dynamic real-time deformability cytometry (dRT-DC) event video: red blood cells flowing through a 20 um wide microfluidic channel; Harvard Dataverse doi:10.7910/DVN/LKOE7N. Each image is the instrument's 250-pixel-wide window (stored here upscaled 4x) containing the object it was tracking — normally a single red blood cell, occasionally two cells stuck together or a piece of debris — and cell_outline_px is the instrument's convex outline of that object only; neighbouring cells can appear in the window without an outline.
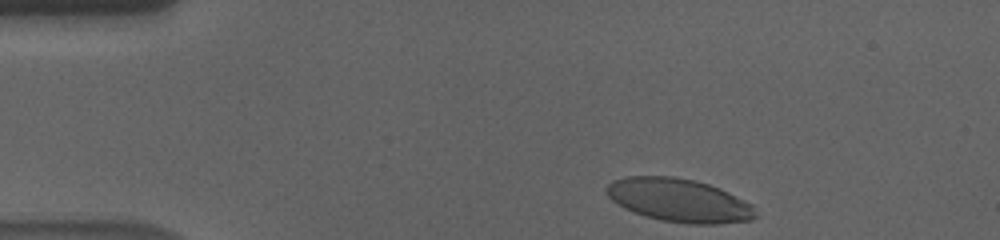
{"species": "human", "species_latin": "Homo sapiens", "temperature_condition": "cold", "stored_images_in_passage": 40, "camera_frame_rate_fps": 3000, "um_per_image_px": 0.085, "donor": {"sex": "male"}, "frame": {"image": 1, "passage_image": 1, "time_ms": 0.0, "image_size_px": [1000, 240], "cell_outline_px": [[756, 216], [752, 220], [720, 224], [688, 224], [660, 220], [644, 216], [624, 208], [612, 200], [608, 196], [604, 188], [612, 180], [628, 176], [672, 176], [692, 180], [708, 184], [720, 188], [752, 204]], "centroid_in_image_um": [57.7, 17.03], "position_along_channel_um": 27.3, "area_um2": 37.69}}
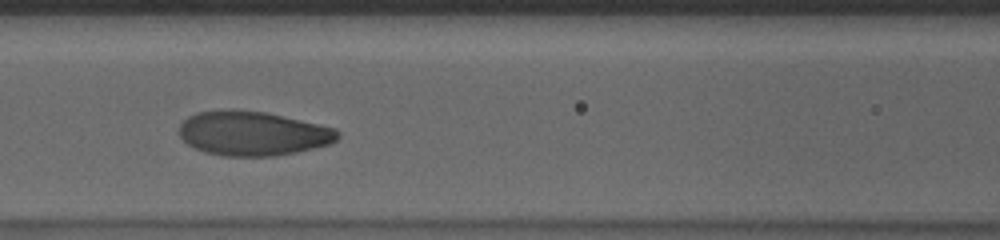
{"frame": {"image": 2, "passage_image": 17, "time_ms": 5.333, "image_size_px": [1000, 240], "cell_outline_px": [[340, 136], [332, 144], [296, 152], [276, 156], [224, 156], [204, 152], [188, 144], [180, 136], [180, 124], [188, 116], [196, 112], [264, 112], [336, 128], [340, 132]], "centroid_in_image_um": [21.54, 11.38], "position_along_channel_um": 145.1, "area_um2": 40.17}}
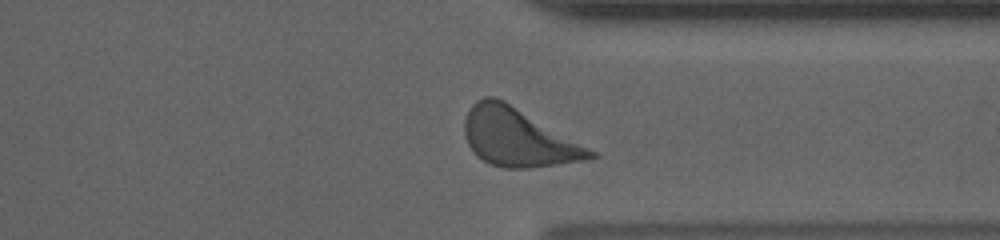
{"frame": {"image": 3, "passage_image": 36, "time_ms": 11.667, "image_size_px": [1000, 240], "cell_outline_px": [[596, 156], [592, 160], [528, 168], [504, 168], [492, 164], [476, 156], [468, 144], [464, 136], [464, 120], [468, 108], [476, 100], [484, 96], [496, 96], [504, 100], [596, 152]], "centroid_in_image_um": [44.0, 11.68], "position_along_channel_um": 367.4, "area_um2": 42.43}, "authors_computed_cell_mechanics": {"area_um2": 40.6912, "velocity_mm_per_s": 3.5197, "shape_relaxation_time_tau1_ms": 3.7721, "shape_relaxation_time_tau2_ms": null, "deformation_change_tau1": 0.1791, "deformation_change_tau2": null}}